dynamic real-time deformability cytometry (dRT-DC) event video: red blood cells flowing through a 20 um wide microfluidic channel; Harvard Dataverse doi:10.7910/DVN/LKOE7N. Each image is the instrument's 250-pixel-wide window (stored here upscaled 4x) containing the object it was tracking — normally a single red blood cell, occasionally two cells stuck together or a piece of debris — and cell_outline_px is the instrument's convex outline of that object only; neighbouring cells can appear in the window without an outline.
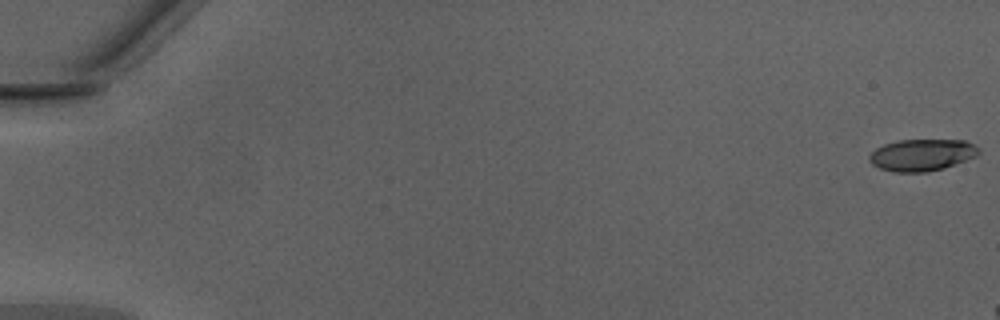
{"species": "Egyptian fruit bat (a non-hibernating species)", "species_latin": "Rousettus aegyptiacus", "temperature_condition": "warm", "stored_images_in_passage": 10, "camera_frame_rate_fps": 3000, "um_per_image_px": 0.085, "animal": {"sex": "male"}, "frame": {"image": 1, "passage_image": 1, "time_ms": 0.0, "image_size_px": [1000, 320], "cell_outline_px": [[980, 152], [976, 156], [944, 168], [928, 172], [892, 172], [880, 168], [872, 164], [868, 160], [868, 156], [876, 148], [884, 144], [896, 140], [964, 140], [980, 148]], "centroid_in_image_um": [78.34, 13.17], "position_along_channel_um": 6.7, "area_um2": 20.35}}